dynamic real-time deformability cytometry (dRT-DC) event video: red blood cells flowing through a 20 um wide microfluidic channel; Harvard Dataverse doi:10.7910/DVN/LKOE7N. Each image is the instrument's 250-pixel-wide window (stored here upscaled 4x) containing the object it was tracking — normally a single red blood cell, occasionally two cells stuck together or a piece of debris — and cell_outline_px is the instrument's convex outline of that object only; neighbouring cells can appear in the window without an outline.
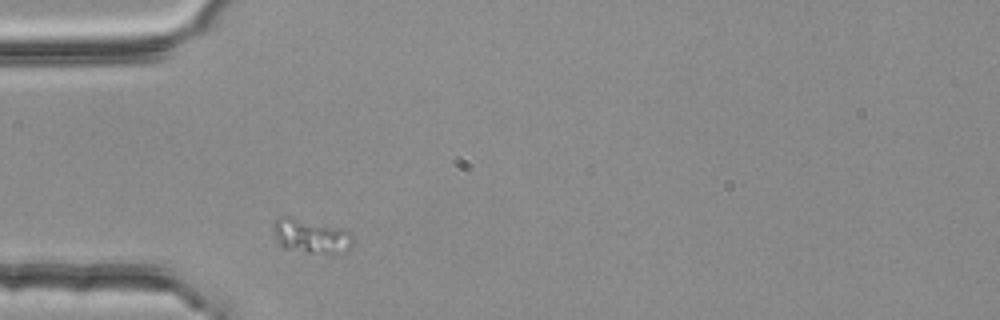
{"species": "common noctule bat (a hibernating species)", "species_latin": "Nyctalus noctula", "temperature_condition": "room temperature", "stored_images_in_passage": 1, "camera_frame_rate_fps": 3000, "um_per_image_px": 0.085, "animal": {"sex": "female", "body_mass_g": 25.1}, "frame": {"image": 1, "passage_image": 1, "time_ms": 0.0, "image_size_px": [1000, 320], "cell_outline_px": [[352, 244], [348, 248], [336, 256], [308, 252], [284, 248], [276, 240], [272, 228], [272, 224], [276, 216], [292, 216], [340, 228], [348, 232], [352, 236]], "centroid_in_image_um": [26.38, 20.06], "position_along_channel_um": 58.6, "area_um2": 16.18}}